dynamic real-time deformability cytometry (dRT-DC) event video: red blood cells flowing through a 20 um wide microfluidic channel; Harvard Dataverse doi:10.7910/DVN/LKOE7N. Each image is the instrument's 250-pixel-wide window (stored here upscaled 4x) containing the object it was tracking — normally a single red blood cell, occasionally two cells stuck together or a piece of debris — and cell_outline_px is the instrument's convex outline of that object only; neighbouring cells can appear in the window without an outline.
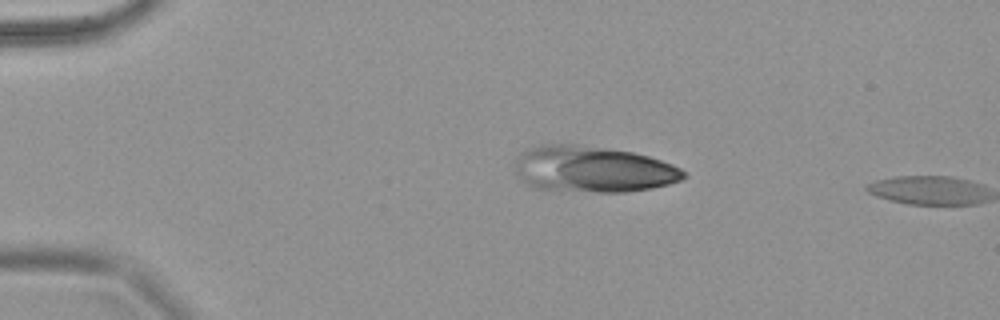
{"species": "common noctule bat (a hibernating species)", "species_latin": "Nyctalus noctula", "temperature_condition": "warm", "stored_images_in_passage": 3, "camera_frame_rate_fps": 3000, "um_per_image_px": 0.085, "animal": {"sex": "female", "body_mass_g": 18.4}, "frame": {"image": 1, "passage_image": 2, "time_ms": 0.333, "image_size_px": [1000, 320], "cell_outline_px": [[688, 176], [680, 180], [668, 184], [652, 188], [624, 192], [560, 192], [536, 188], [528, 184], [516, 172], [516, 168], [520, 152], [540, 144], [576, 144], [632, 152], [648, 156], [672, 164], [680, 168]], "centroid_in_image_um": [50.39, 14.4], "position_along_channel_um": 34.6, "area_um2": 45.49}}